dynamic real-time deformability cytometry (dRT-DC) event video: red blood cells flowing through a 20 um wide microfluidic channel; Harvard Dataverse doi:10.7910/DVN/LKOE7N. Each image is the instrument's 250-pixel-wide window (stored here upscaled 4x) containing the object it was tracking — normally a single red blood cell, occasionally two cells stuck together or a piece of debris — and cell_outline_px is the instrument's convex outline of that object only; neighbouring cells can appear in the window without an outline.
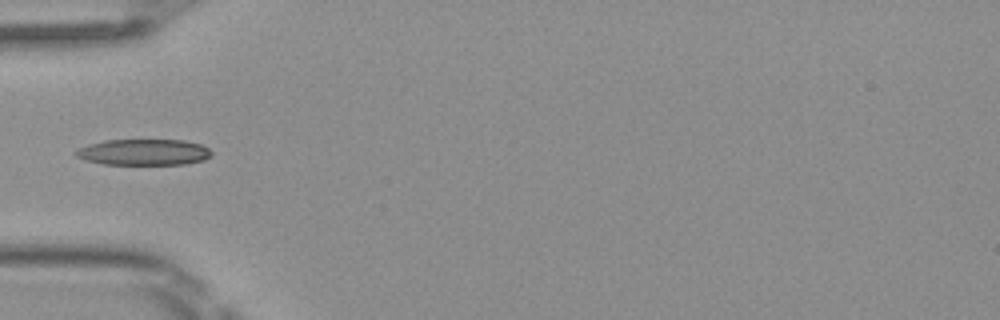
{"species": "Egyptian fruit bat (a non-hibernating species)", "species_latin": "Rousettus aegyptiacus", "temperature_condition": "room temperature", "stored_images_in_passage": 20, "camera_frame_rate_fps": 3000, "um_per_image_px": 0.085, "frame": {"image": 1, "passage_image": 1, "time_ms": 0.0, "image_size_px": [1000, 320], "cell_outline_px": [[212, 156], [204, 160], [184, 164], [104, 164], [84, 160], [76, 156], [72, 152], [88, 144], [104, 140], [184, 140], [200, 144], [208, 148], [212, 152]], "centroid_in_image_um": [12.21, 12.93], "position_along_channel_um": 72.8, "area_um2": 20.69}}
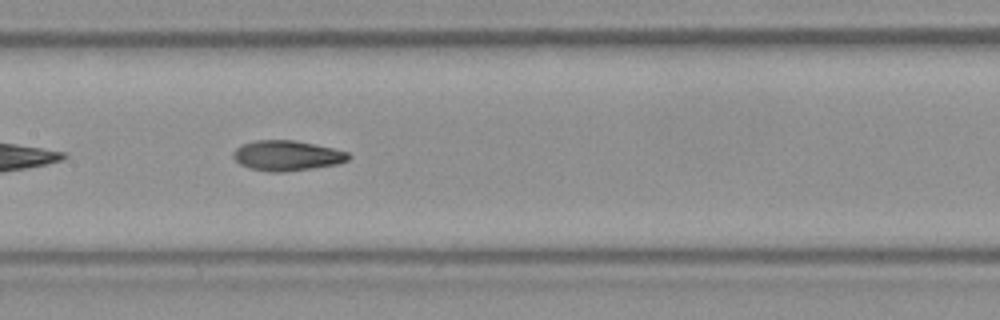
{"frame": {"image": 2, "passage_image": 9, "time_ms": 2.667, "image_size_px": [1000, 320], "cell_outline_px": [[352, 156], [348, 160], [336, 164], [312, 168], [284, 172], [268, 172], [248, 168], [240, 164], [232, 156], [232, 152], [240, 144], [256, 140], [296, 140], [316, 144], [348, 152]], "centroid_in_image_um": [24.36, 13.22], "position_along_channel_um": 183.0, "area_um2": 20.46}}
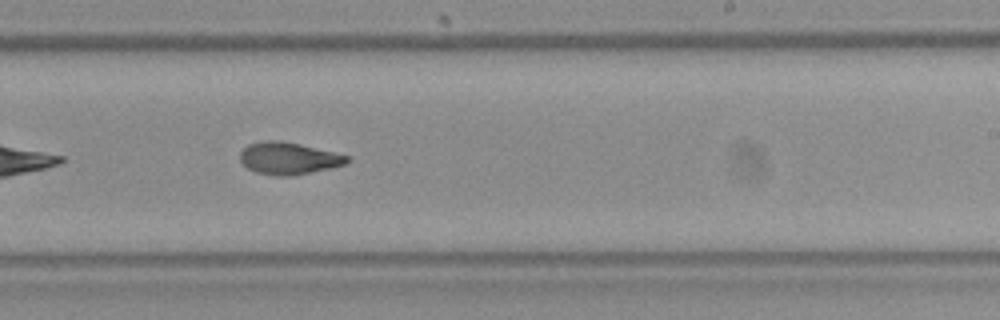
{"frame": {"image": 3, "passage_image": 15, "time_ms": 4.667, "image_size_px": [1000, 320], "cell_outline_px": [[352, 160], [348, 164], [332, 168], [292, 176], [276, 176], [256, 172], [248, 168], [240, 160], [240, 152], [248, 144], [264, 140], [276, 140], [300, 144], [352, 156]], "centroid_in_image_um": [24.6, 13.46], "position_along_channel_um": 264.4, "area_um2": 20.29}}